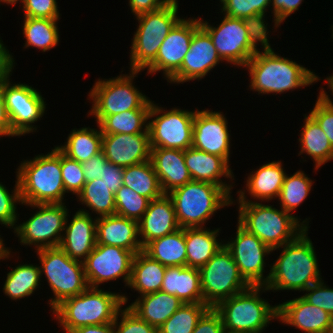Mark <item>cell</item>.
<instances>
[{"label":"cell","instance_id":"cell-10","mask_svg":"<svg viewBox=\"0 0 333 333\" xmlns=\"http://www.w3.org/2000/svg\"><path fill=\"white\" fill-rule=\"evenodd\" d=\"M139 72L130 70L129 74L95 81L88 95V100H92L88 115L96 118V124L109 115L129 110H150L152 101L133 85Z\"/></svg>","mask_w":333,"mask_h":333},{"label":"cell","instance_id":"cell-44","mask_svg":"<svg viewBox=\"0 0 333 333\" xmlns=\"http://www.w3.org/2000/svg\"><path fill=\"white\" fill-rule=\"evenodd\" d=\"M150 199L137 194L125 185L115 193L117 215L139 221L147 210Z\"/></svg>","mask_w":333,"mask_h":333},{"label":"cell","instance_id":"cell-29","mask_svg":"<svg viewBox=\"0 0 333 333\" xmlns=\"http://www.w3.org/2000/svg\"><path fill=\"white\" fill-rule=\"evenodd\" d=\"M182 304L183 302L175 295L159 290L138 296L127 307L140 319L158 329Z\"/></svg>","mask_w":333,"mask_h":333},{"label":"cell","instance_id":"cell-60","mask_svg":"<svg viewBox=\"0 0 333 333\" xmlns=\"http://www.w3.org/2000/svg\"><path fill=\"white\" fill-rule=\"evenodd\" d=\"M3 239L1 238V235H0V260H5V259H9L10 256V249L7 247H4L5 243H3Z\"/></svg>","mask_w":333,"mask_h":333},{"label":"cell","instance_id":"cell-40","mask_svg":"<svg viewBox=\"0 0 333 333\" xmlns=\"http://www.w3.org/2000/svg\"><path fill=\"white\" fill-rule=\"evenodd\" d=\"M148 114L149 110H129L109 115L99 123V127L102 134L149 133Z\"/></svg>","mask_w":333,"mask_h":333},{"label":"cell","instance_id":"cell-1","mask_svg":"<svg viewBox=\"0 0 333 333\" xmlns=\"http://www.w3.org/2000/svg\"><path fill=\"white\" fill-rule=\"evenodd\" d=\"M261 48L262 52L258 50L245 65L251 80L250 90L258 95L282 94L320 80L313 71L275 53L269 40Z\"/></svg>","mask_w":333,"mask_h":333},{"label":"cell","instance_id":"cell-46","mask_svg":"<svg viewBox=\"0 0 333 333\" xmlns=\"http://www.w3.org/2000/svg\"><path fill=\"white\" fill-rule=\"evenodd\" d=\"M61 173L65 192L78 195L86 183L82 163L69 158L61 151Z\"/></svg>","mask_w":333,"mask_h":333},{"label":"cell","instance_id":"cell-62","mask_svg":"<svg viewBox=\"0 0 333 333\" xmlns=\"http://www.w3.org/2000/svg\"><path fill=\"white\" fill-rule=\"evenodd\" d=\"M327 333H333V320H332L330 327L328 328Z\"/></svg>","mask_w":333,"mask_h":333},{"label":"cell","instance_id":"cell-52","mask_svg":"<svg viewBox=\"0 0 333 333\" xmlns=\"http://www.w3.org/2000/svg\"><path fill=\"white\" fill-rule=\"evenodd\" d=\"M304 0H271V6L273 7V22L274 27L277 28L296 10L299 9L300 5Z\"/></svg>","mask_w":333,"mask_h":333},{"label":"cell","instance_id":"cell-26","mask_svg":"<svg viewBox=\"0 0 333 333\" xmlns=\"http://www.w3.org/2000/svg\"><path fill=\"white\" fill-rule=\"evenodd\" d=\"M97 244L118 246L135 254L142 251L138 221L117 214L96 220Z\"/></svg>","mask_w":333,"mask_h":333},{"label":"cell","instance_id":"cell-21","mask_svg":"<svg viewBox=\"0 0 333 333\" xmlns=\"http://www.w3.org/2000/svg\"><path fill=\"white\" fill-rule=\"evenodd\" d=\"M102 152L109 162L122 168L150 160L149 133L102 134Z\"/></svg>","mask_w":333,"mask_h":333},{"label":"cell","instance_id":"cell-36","mask_svg":"<svg viewBox=\"0 0 333 333\" xmlns=\"http://www.w3.org/2000/svg\"><path fill=\"white\" fill-rule=\"evenodd\" d=\"M123 185L150 200L164 195L151 160L125 167Z\"/></svg>","mask_w":333,"mask_h":333},{"label":"cell","instance_id":"cell-9","mask_svg":"<svg viewBox=\"0 0 333 333\" xmlns=\"http://www.w3.org/2000/svg\"><path fill=\"white\" fill-rule=\"evenodd\" d=\"M178 2L171 0L156 11L135 17L139 25L131 43L130 70L143 71L156 59L163 40L182 19L177 16Z\"/></svg>","mask_w":333,"mask_h":333},{"label":"cell","instance_id":"cell-37","mask_svg":"<svg viewBox=\"0 0 333 333\" xmlns=\"http://www.w3.org/2000/svg\"><path fill=\"white\" fill-rule=\"evenodd\" d=\"M39 265L19 264L7 273L3 292L11 300H20L31 296L41 281Z\"/></svg>","mask_w":333,"mask_h":333},{"label":"cell","instance_id":"cell-6","mask_svg":"<svg viewBox=\"0 0 333 333\" xmlns=\"http://www.w3.org/2000/svg\"><path fill=\"white\" fill-rule=\"evenodd\" d=\"M199 18L200 25L209 33L221 60L234 66L245 67L260 50L268 36L253 22L224 15L217 27Z\"/></svg>","mask_w":333,"mask_h":333},{"label":"cell","instance_id":"cell-41","mask_svg":"<svg viewBox=\"0 0 333 333\" xmlns=\"http://www.w3.org/2000/svg\"><path fill=\"white\" fill-rule=\"evenodd\" d=\"M221 13L232 18H239L255 23L267 36L268 23L265 13L271 5V0H224L220 3ZM269 6V7H268ZM266 24V25H265Z\"/></svg>","mask_w":333,"mask_h":333},{"label":"cell","instance_id":"cell-34","mask_svg":"<svg viewBox=\"0 0 333 333\" xmlns=\"http://www.w3.org/2000/svg\"><path fill=\"white\" fill-rule=\"evenodd\" d=\"M304 117L301 137L298 139L301 148L298 155L305 153L311 156L315 163L314 170H318L323 164L333 160V147L317 121L310 114H305Z\"/></svg>","mask_w":333,"mask_h":333},{"label":"cell","instance_id":"cell-31","mask_svg":"<svg viewBox=\"0 0 333 333\" xmlns=\"http://www.w3.org/2000/svg\"><path fill=\"white\" fill-rule=\"evenodd\" d=\"M220 228L210 230L206 227L185 228L187 266L201 268L222 247L224 242L217 239Z\"/></svg>","mask_w":333,"mask_h":333},{"label":"cell","instance_id":"cell-42","mask_svg":"<svg viewBox=\"0 0 333 333\" xmlns=\"http://www.w3.org/2000/svg\"><path fill=\"white\" fill-rule=\"evenodd\" d=\"M313 183L302 170L291 176L286 174L278 197L280 207L286 212H293L309 196Z\"/></svg>","mask_w":333,"mask_h":333},{"label":"cell","instance_id":"cell-27","mask_svg":"<svg viewBox=\"0 0 333 333\" xmlns=\"http://www.w3.org/2000/svg\"><path fill=\"white\" fill-rule=\"evenodd\" d=\"M150 160L164 194L192 180L185 164V150L151 148Z\"/></svg>","mask_w":333,"mask_h":333},{"label":"cell","instance_id":"cell-57","mask_svg":"<svg viewBox=\"0 0 333 333\" xmlns=\"http://www.w3.org/2000/svg\"><path fill=\"white\" fill-rule=\"evenodd\" d=\"M18 136L11 127L10 120L7 114L5 98L2 91V82L0 83V137Z\"/></svg>","mask_w":333,"mask_h":333},{"label":"cell","instance_id":"cell-61","mask_svg":"<svg viewBox=\"0 0 333 333\" xmlns=\"http://www.w3.org/2000/svg\"><path fill=\"white\" fill-rule=\"evenodd\" d=\"M18 1L21 3L22 2V0H0V3L2 2V3H6V4H8V5H13V6H15V4H17L18 3Z\"/></svg>","mask_w":333,"mask_h":333},{"label":"cell","instance_id":"cell-11","mask_svg":"<svg viewBox=\"0 0 333 333\" xmlns=\"http://www.w3.org/2000/svg\"><path fill=\"white\" fill-rule=\"evenodd\" d=\"M40 275H45L54 298L49 299L53 310L63 300L79 295L87 287L84 264L72 259L59 246L36 250Z\"/></svg>","mask_w":333,"mask_h":333},{"label":"cell","instance_id":"cell-30","mask_svg":"<svg viewBox=\"0 0 333 333\" xmlns=\"http://www.w3.org/2000/svg\"><path fill=\"white\" fill-rule=\"evenodd\" d=\"M161 291L175 295L183 303H203L199 269L188 266L167 267Z\"/></svg>","mask_w":333,"mask_h":333},{"label":"cell","instance_id":"cell-7","mask_svg":"<svg viewBox=\"0 0 333 333\" xmlns=\"http://www.w3.org/2000/svg\"><path fill=\"white\" fill-rule=\"evenodd\" d=\"M265 286H249L221 301L214 309L221 315L225 333H262L278 317V306L261 298Z\"/></svg>","mask_w":333,"mask_h":333},{"label":"cell","instance_id":"cell-32","mask_svg":"<svg viewBox=\"0 0 333 333\" xmlns=\"http://www.w3.org/2000/svg\"><path fill=\"white\" fill-rule=\"evenodd\" d=\"M166 268L142 250L134 255L128 287L140 296L157 292L161 290Z\"/></svg>","mask_w":333,"mask_h":333},{"label":"cell","instance_id":"cell-56","mask_svg":"<svg viewBox=\"0 0 333 333\" xmlns=\"http://www.w3.org/2000/svg\"><path fill=\"white\" fill-rule=\"evenodd\" d=\"M0 39V83L8 80L13 71L15 60Z\"/></svg>","mask_w":333,"mask_h":333},{"label":"cell","instance_id":"cell-19","mask_svg":"<svg viewBox=\"0 0 333 333\" xmlns=\"http://www.w3.org/2000/svg\"><path fill=\"white\" fill-rule=\"evenodd\" d=\"M223 114L208 109L195 110L192 147L222 157L229 164L231 135Z\"/></svg>","mask_w":333,"mask_h":333},{"label":"cell","instance_id":"cell-24","mask_svg":"<svg viewBox=\"0 0 333 333\" xmlns=\"http://www.w3.org/2000/svg\"><path fill=\"white\" fill-rule=\"evenodd\" d=\"M138 228L143 248L152 240L181 228L177 221L173 201L168 194L150 201L147 210L138 221Z\"/></svg>","mask_w":333,"mask_h":333},{"label":"cell","instance_id":"cell-48","mask_svg":"<svg viewBox=\"0 0 333 333\" xmlns=\"http://www.w3.org/2000/svg\"><path fill=\"white\" fill-rule=\"evenodd\" d=\"M23 17L60 19L57 0H22Z\"/></svg>","mask_w":333,"mask_h":333},{"label":"cell","instance_id":"cell-17","mask_svg":"<svg viewBox=\"0 0 333 333\" xmlns=\"http://www.w3.org/2000/svg\"><path fill=\"white\" fill-rule=\"evenodd\" d=\"M134 255L133 251L118 246L96 244L83 261L88 286L99 287V284L108 283L120 277L123 278L125 286H128Z\"/></svg>","mask_w":333,"mask_h":333},{"label":"cell","instance_id":"cell-18","mask_svg":"<svg viewBox=\"0 0 333 333\" xmlns=\"http://www.w3.org/2000/svg\"><path fill=\"white\" fill-rule=\"evenodd\" d=\"M200 26L199 18L181 19L163 40L156 59L145 69L147 73L163 71L168 81L181 68L193 34Z\"/></svg>","mask_w":333,"mask_h":333},{"label":"cell","instance_id":"cell-49","mask_svg":"<svg viewBox=\"0 0 333 333\" xmlns=\"http://www.w3.org/2000/svg\"><path fill=\"white\" fill-rule=\"evenodd\" d=\"M304 291L306 293L302 297L308 303L322 308L333 316V288L326 286L321 280Z\"/></svg>","mask_w":333,"mask_h":333},{"label":"cell","instance_id":"cell-59","mask_svg":"<svg viewBox=\"0 0 333 333\" xmlns=\"http://www.w3.org/2000/svg\"><path fill=\"white\" fill-rule=\"evenodd\" d=\"M326 83L328 85V89H330L329 91H332L331 95H333V74L331 76H327V78H325ZM330 87V88H329ZM328 92L324 91V88H321L319 95L331 106L333 107V101L332 99H330L329 95L327 94Z\"/></svg>","mask_w":333,"mask_h":333},{"label":"cell","instance_id":"cell-5","mask_svg":"<svg viewBox=\"0 0 333 333\" xmlns=\"http://www.w3.org/2000/svg\"><path fill=\"white\" fill-rule=\"evenodd\" d=\"M17 170L22 204L64 202L66 192L61 173V150L57 146L45 155L21 161Z\"/></svg>","mask_w":333,"mask_h":333},{"label":"cell","instance_id":"cell-16","mask_svg":"<svg viewBox=\"0 0 333 333\" xmlns=\"http://www.w3.org/2000/svg\"><path fill=\"white\" fill-rule=\"evenodd\" d=\"M236 230V237L227 241L225 248L231 253L240 275L250 286H265L269 279L263 275L267 260L265 256L271 254L272 249L239 223Z\"/></svg>","mask_w":333,"mask_h":333},{"label":"cell","instance_id":"cell-20","mask_svg":"<svg viewBox=\"0 0 333 333\" xmlns=\"http://www.w3.org/2000/svg\"><path fill=\"white\" fill-rule=\"evenodd\" d=\"M223 63L209 33L200 26L193 34L189 51L184 56L181 68L167 81L182 84L194 80H201L215 66Z\"/></svg>","mask_w":333,"mask_h":333},{"label":"cell","instance_id":"cell-54","mask_svg":"<svg viewBox=\"0 0 333 333\" xmlns=\"http://www.w3.org/2000/svg\"><path fill=\"white\" fill-rule=\"evenodd\" d=\"M103 166H105V156L103 152L91 157L82 163V169L86 182L102 177Z\"/></svg>","mask_w":333,"mask_h":333},{"label":"cell","instance_id":"cell-2","mask_svg":"<svg viewBox=\"0 0 333 333\" xmlns=\"http://www.w3.org/2000/svg\"><path fill=\"white\" fill-rule=\"evenodd\" d=\"M307 231H303L294 241L272 249L276 251L283 248L280 256L270 265V272L266 276L269 279L265 287L269 291L301 292L322 280L317 254Z\"/></svg>","mask_w":333,"mask_h":333},{"label":"cell","instance_id":"cell-4","mask_svg":"<svg viewBox=\"0 0 333 333\" xmlns=\"http://www.w3.org/2000/svg\"><path fill=\"white\" fill-rule=\"evenodd\" d=\"M127 302L125 294L88 286L82 293L63 300L51 311L62 329L70 333L81 326L114 322Z\"/></svg>","mask_w":333,"mask_h":333},{"label":"cell","instance_id":"cell-15","mask_svg":"<svg viewBox=\"0 0 333 333\" xmlns=\"http://www.w3.org/2000/svg\"><path fill=\"white\" fill-rule=\"evenodd\" d=\"M10 82V78L2 82V91L12 130L18 136L36 132L37 127L33 124L46 112L45 98L28 84L12 85Z\"/></svg>","mask_w":333,"mask_h":333},{"label":"cell","instance_id":"cell-8","mask_svg":"<svg viewBox=\"0 0 333 333\" xmlns=\"http://www.w3.org/2000/svg\"><path fill=\"white\" fill-rule=\"evenodd\" d=\"M172 199L177 221L181 228L205 227L212 215L233 203L221 186L191 180L168 193Z\"/></svg>","mask_w":333,"mask_h":333},{"label":"cell","instance_id":"cell-3","mask_svg":"<svg viewBox=\"0 0 333 333\" xmlns=\"http://www.w3.org/2000/svg\"><path fill=\"white\" fill-rule=\"evenodd\" d=\"M247 199L237 198L238 223L271 249L294 241L309 228L307 218L300 222V218L282 208L278 210L272 205Z\"/></svg>","mask_w":333,"mask_h":333},{"label":"cell","instance_id":"cell-47","mask_svg":"<svg viewBox=\"0 0 333 333\" xmlns=\"http://www.w3.org/2000/svg\"><path fill=\"white\" fill-rule=\"evenodd\" d=\"M114 327L116 333H158L156 327H153L146 321L140 319L128 307L122 308L118 312L114 321Z\"/></svg>","mask_w":333,"mask_h":333},{"label":"cell","instance_id":"cell-28","mask_svg":"<svg viewBox=\"0 0 333 333\" xmlns=\"http://www.w3.org/2000/svg\"><path fill=\"white\" fill-rule=\"evenodd\" d=\"M286 174L279 160L264 164L247 176L245 184L247 191L238 190V198H247V192L256 201L261 200V202L278 198Z\"/></svg>","mask_w":333,"mask_h":333},{"label":"cell","instance_id":"cell-35","mask_svg":"<svg viewBox=\"0 0 333 333\" xmlns=\"http://www.w3.org/2000/svg\"><path fill=\"white\" fill-rule=\"evenodd\" d=\"M98 129L82 127L73 129L67 137V142L57 146L66 156L78 161L86 162L91 157L102 152V132Z\"/></svg>","mask_w":333,"mask_h":333},{"label":"cell","instance_id":"cell-22","mask_svg":"<svg viewBox=\"0 0 333 333\" xmlns=\"http://www.w3.org/2000/svg\"><path fill=\"white\" fill-rule=\"evenodd\" d=\"M79 209L71 222L68 216L59 247L72 259L84 261L97 244L96 220L89 211Z\"/></svg>","mask_w":333,"mask_h":333},{"label":"cell","instance_id":"cell-50","mask_svg":"<svg viewBox=\"0 0 333 333\" xmlns=\"http://www.w3.org/2000/svg\"><path fill=\"white\" fill-rule=\"evenodd\" d=\"M310 114L320 125L333 147V107H331L320 95L317 97L314 108Z\"/></svg>","mask_w":333,"mask_h":333},{"label":"cell","instance_id":"cell-13","mask_svg":"<svg viewBox=\"0 0 333 333\" xmlns=\"http://www.w3.org/2000/svg\"><path fill=\"white\" fill-rule=\"evenodd\" d=\"M163 110L152 102L148 114L150 147L178 150L192 147L195 110L174 107L169 111Z\"/></svg>","mask_w":333,"mask_h":333},{"label":"cell","instance_id":"cell-45","mask_svg":"<svg viewBox=\"0 0 333 333\" xmlns=\"http://www.w3.org/2000/svg\"><path fill=\"white\" fill-rule=\"evenodd\" d=\"M16 179V184L11 194L7 187L0 182V224L5 225V227L9 229H14L17 225L19 214L16 213V206L19 203L22 205L17 175Z\"/></svg>","mask_w":333,"mask_h":333},{"label":"cell","instance_id":"cell-43","mask_svg":"<svg viewBox=\"0 0 333 333\" xmlns=\"http://www.w3.org/2000/svg\"><path fill=\"white\" fill-rule=\"evenodd\" d=\"M209 309L204 303H183L159 328L158 333H192Z\"/></svg>","mask_w":333,"mask_h":333},{"label":"cell","instance_id":"cell-51","mask_svg":"<svg viewBox=\"0 0 333 333\" xmlns=\"http://www.w3.org/2000/svg\"><path fill=\"white\" fill-rule=\"evenodd\" d=\"M192 333H225L221 315L214 308H209Z\"/></svg>","mask_w":333,"mask_h":333},{"label":"cell","instance_id":"cell-39","mask_svg":"<svg viewBox=\"0 0 333 333\" xmlns=\"http://www.w3.org/2000/svg\"><path fill=\"white\" fill-rule=\"evenodd\" d=\"M76 197L82 205L85 204L92 212L94 211L98 215L97 218L116 213L115 194L100 178L86 182Z\"/></svg>","mask_w":333,"mask_h":333},{"label":"cell","instance_id":"cell-38","mask_svg":"<svg viewBox=\"0 0 333 333\" xmlns=\"http://www.w3.org/2000/svg\"><path fill=\"white\" fill-rule=\"evenodd\" d=\"M59 19L24 17L22 33L26 39L24 48L35 47L43 52L58 45L60 40Z\"/></svg>","mask_w":333,"mask_h":333},{"label":"cell","instance_id":"cell-25","mask_svg":"<svg viewBox=\"0 0 333 333\" xmlns=\"http://www.w3.org/2000/svg\"><path fill=\"white\" fill-rule=\"evenodd\" d=\"M185 164L192 180L209 182L221 186L229 195L233 188L232 183L223 182L221 177L235 180L229 164L217 155L190 147L185 150Z\"/></svg>","mask_w":333,"mask_h":333},{"label":"cell","instance_id":"cell-23","mask_svg":"<svg viewBox=\"0 0 333 333\" xmlns=\"http://www.w3.org/2000/svg\"><path fill=\"white\" fill-rule=\"evenodd\" d=\"M280 322L300 329L304 333H327L333 316L318 306L308 303L302 296L278 304Z\"/></svg>","mask_w":333,"mask_h":333},{"label":"cell","instance_id":"cell-55","mask_svg":"<svg viewBox=\"0 0 333 333\" xmlns=\"http://www.w3.org/2000/svg\"><path fill=\"white\" fill-rule=\"evenodd\" d=\"M169 1L171 0H129L128 2L131 13L137 17L144 13L156 11Z\"/></svg>","mask_w":333,"mask_h":333},{"label":"cell","instance_id":"cell-58","mask_svg":"<svg viewBox=\"0 0 333 333\" xmlns=\"http://www.w3.org/2000/svg\"><path fill=\"white\" fill-rule=\"evenodd\" d=\"M70 333H116L114 322L100 325L81 326Z\"/></svg>","mask_w":333,"mask_h":333},{"label":"cell","instance_id":"cell-53","mask_svg":"<svg viewBox=\"0 0 333 333\" xmlns=\"http://www.w3.org/2000/svg\"><path fill=\"white\" fill-rule=\"evenodd\" d=\"M124 168L109 162L105 157V166H103L102 177L104 182L112 193H116L123 185Z\"/></svg>","mask_w":333,"mask_h":333},{"label":"cell","instance_id":"cell-12","mask_svg":"<svg viewBox=\"0 0 333 333\" xmlns=\"http://www.w3.org/2000/svg\"><path fill=\"white\" fill-rule=\"evenodd\" d=\"M203 303L215 308L221 301L244 291L250 285L240 275L231 253L222 247L199 268Z\"/></svg>","mask_w":333,"mask_h":333},{"label":"cell","instance_id":"cell-14","mask_svg":"<svg viewBox=\"0 0 333 333\" xmlns=\"http://www.w3.org/2000/svg\"><path fill=\"white\" fill-rule=\"evenodd\" d=\"M38 208L36 212L25 222L16 225L13 229L22 245H34L36 250L42 248L58 247L65 222L69 213L64 203L59 204H24Z\"/></svg>","mask_w":333,"mask_h":333},{"label":"cell","instance_id":"cell-33","mask_svg":"<svg viewBox=\"0 0 333 333\" xmlns=\"http://www.w3.org/2000/svg\"><path fill=\"white\" fill-rule=\"evenodd\" d=\"M143 251L166 267L187 266L185 228L152 240Z\"/></svg>","mask_w":333,"mask_h":333}]
</instances>
